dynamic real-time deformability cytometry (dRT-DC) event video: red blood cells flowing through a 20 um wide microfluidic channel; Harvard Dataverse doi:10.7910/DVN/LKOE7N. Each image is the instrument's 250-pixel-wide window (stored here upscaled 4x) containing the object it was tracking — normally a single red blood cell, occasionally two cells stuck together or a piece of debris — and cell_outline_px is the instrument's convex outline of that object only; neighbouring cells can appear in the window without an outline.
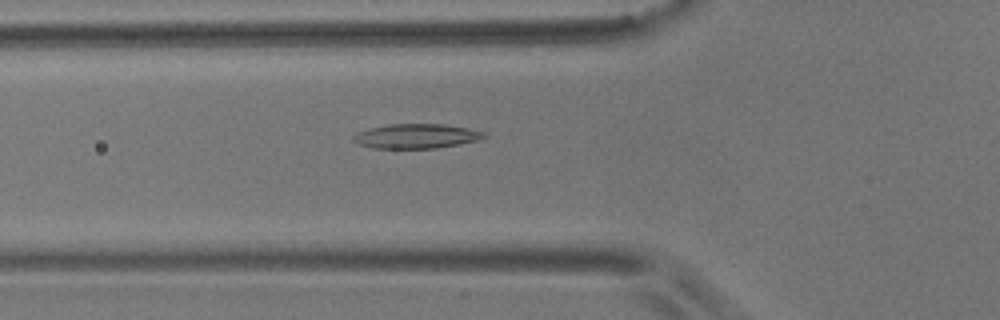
{"species": "common noctule bat (a hibernating species)", "species_latin": "Nyctalus noctula", "temperature_condition": "room temperature", "stored_images_in_passage": 44, "camera_frame_rate_fps": 3000, "um_per_image_px": 0.085, "animal": {"sex": "male", "body_mass_g": 17.9}, "frame": {"image": 1, "passage_image": 7, "time_ms": 2.0, "image_size_px": [1000, 320], "cell_outline_px": [[488, 136], [480, 140], [460, 144], [436, 148], [372, 148], [360, 144], [352, 140], [352, 136], [368, 128], [388, 124], [444, 124], [468, 128], [484, 132]], "centroid_in_image_um": [35.41, 11.57], "position_along_channel_um": 90.4, "area_um2": 18.73}}
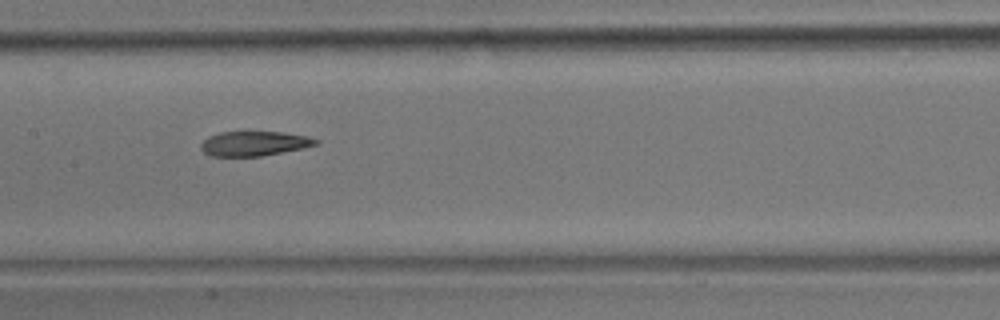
{"frame": {"image": 2, "passage_image": 15, "time_ms": 4.667, "image_size_px": [1000, 320], "cell_outline_px": [[320, 144], [260, 156], [212, 156], [204, 152], [200, 148], [200, 144], [208, 136], [220, 132], [284, 132], [308, 136], [320, 140]], "centroid_in_image_um": [21.61, 12.19], "position_along_channel_um": 185.8, "area_um2": 16.42}}
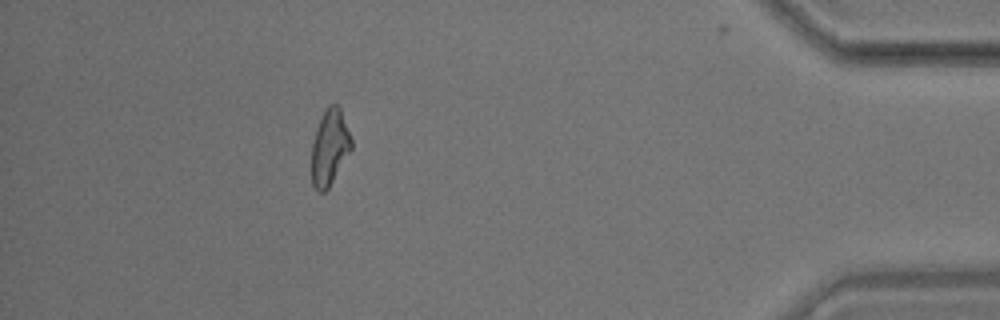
{"frame": {"image": 3, "passage_image": 38, "time_ms": 12.333, "image_size_px": [1000, 320], "cell_outline_px": [[352, 148], [328, 188], [324, 192], [316, 192], [312, 184], [312, 140], [316, 128], [328, 104], [336, 104], [340, 108], [352, 140]], "centroid_in_image_um": [28.01, 12.54], "position_along_channel_um": 407.2, "area_um2": 17.4}, "authors_computed_cell_mechanics": {"area_um2": 17.8313, "velocity_mm_per_s": 3.5535, "shape_relaxation_time_tau1_ms": 9.6427, "shape_relaxation_time_tau2_ms": 3.4258, "deformation_change_tau1": 0.2181, "deformation_change_tau2": 0.1135}}